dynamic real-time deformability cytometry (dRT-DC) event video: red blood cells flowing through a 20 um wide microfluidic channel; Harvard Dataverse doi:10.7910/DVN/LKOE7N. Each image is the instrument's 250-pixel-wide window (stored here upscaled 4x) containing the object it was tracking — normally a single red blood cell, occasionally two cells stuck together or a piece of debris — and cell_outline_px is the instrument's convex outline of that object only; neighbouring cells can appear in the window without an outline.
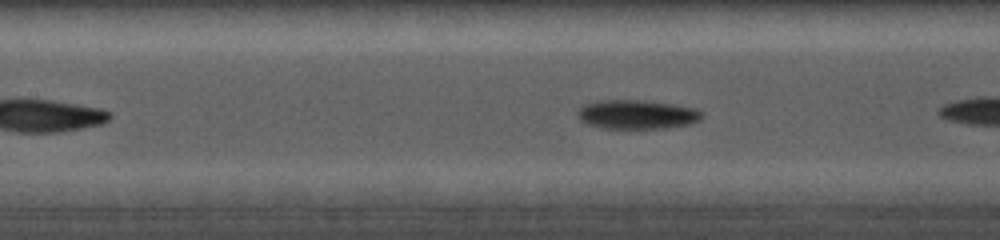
{"species": "common noctule bat (a hibernating species)", "species_latin": "Nyctalus noctula", "temperature_condition": "cold", "stored_images_in_passage": 30, "camera_frame_rate_fps": 5000, "um_per_image_px": 0.085, "animal": {"sex": "female", "body_mass_g": 19.0, "forearm_length_mm": 56.7}, "frame": {"image": 1, "passage_image": 9, "time_ms": 2.2, "image_size_px": [1000, 240], "cell_outline_px": [[704, 112], [700, 120], [688, 124], [668, 128], [600, 128], [588, 124], [580, 120], [576, 112], [584, 104], [596, 100], [644, 100], [672, 104], [696, 108]], "centroid_in_image_um": [54.13, 9.72], "position_along_channel_um": 153.3, "area_um2": 21.21}}
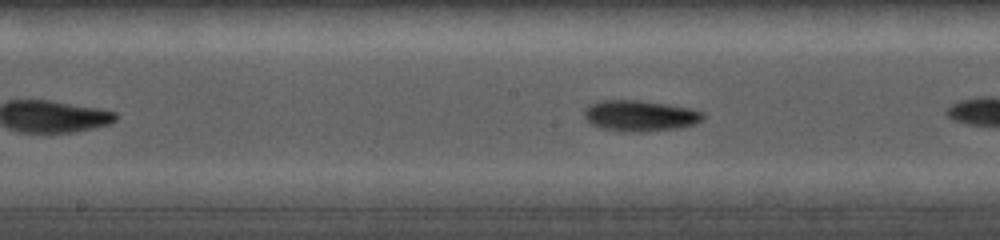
{"frame": {"image": 2, "passage_image": 13, "time_ms": 3.2, "image_size_px": [1000, 240], "cell_outline_px": [[704, 120], [696, 124], [680, 128], [644, 132], [620, 132], [604, 128], [592, 124], [584, 116], [584, 108], [588, 104], [600, 100], [640, 100], [668, 104], [692, 108], [704, 112]], "centroid_in_image_um": [54.44, 9.84], "position_along_channel_um": 193.8, "area_um2": 21.85}}